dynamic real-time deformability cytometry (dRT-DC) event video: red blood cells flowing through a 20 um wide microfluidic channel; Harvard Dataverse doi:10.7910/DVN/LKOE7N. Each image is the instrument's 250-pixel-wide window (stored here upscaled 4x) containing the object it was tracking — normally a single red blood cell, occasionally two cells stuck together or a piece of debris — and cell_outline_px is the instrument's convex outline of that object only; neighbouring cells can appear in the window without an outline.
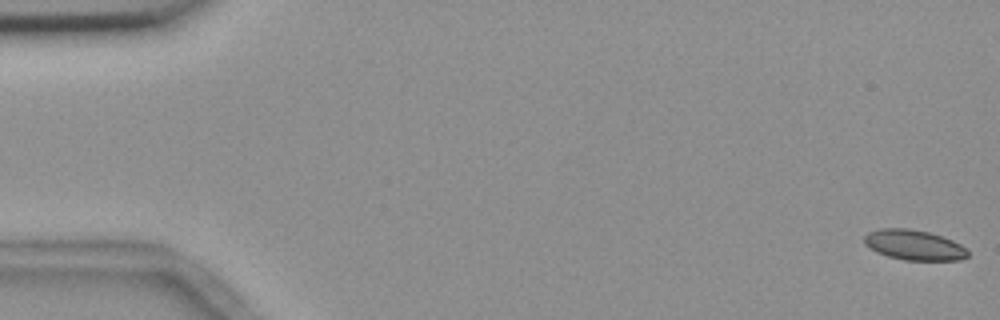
{"species": "common noctule bat (a hibernating species)", "species_latin": "Nyctalus noctula", "temperature_condition": "room temperature", "stored_images_in_passage": 57, "camera_frame_rate_fps": 3000, "um_per_image_px": 0.085, "animal": {"sex": "female", "body_mass_g": 18.4}, "frame": {"image": 1, "passage_image": 1, "time_ms": 0.0, "image_size_px": [1000, 320], "cell_outline_px": [[968, 256], [960, 260], [904, 260], [888, 256], [876, 252], [864, 244], [864, 236], [868, 232], [880, 228], [908, 228], [928, 232], [952, 240], [968, 248]], "centroid_in_image_um": [77.68, 20.82], "position_along_channel_um": 7.3, "area_um2": 18.26}}
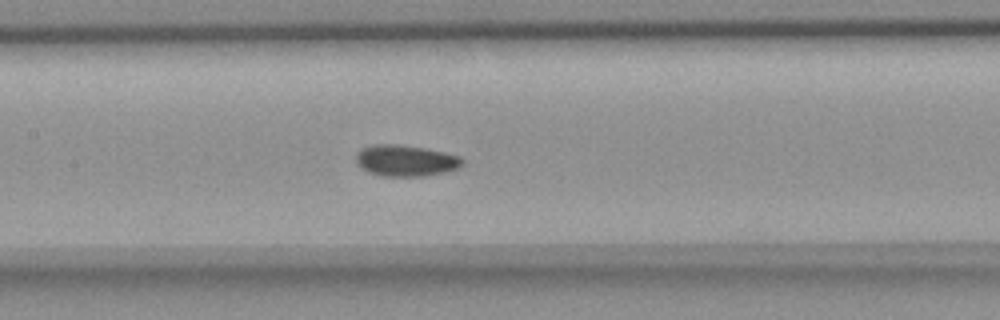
{"frame": {"image": 2, "passage_image": 27, "time_ms": 8.667, "image_size_px": [1000, 320], "cell_outline_px": [[464, 164], [460, 168], [444, 172], [424, 176], [380, 176], [368, 172], [360, 168], [356, 164], [356, 152], [360, 148], [372, 144], [400, 144], [424, 148], [444, 152], [460, 156], [464, 160]], "centroid_in_image_um": [34.45, 13.65], "position_along_channel_um": 172.9, "area_um2": 19.77}}
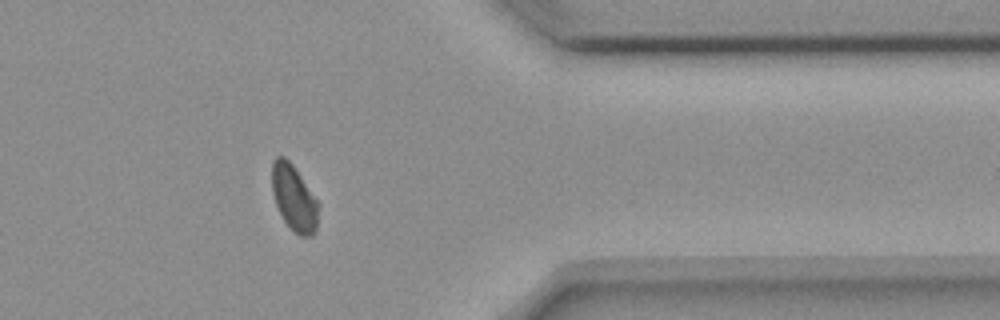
{"frame": {"image": 3, "passage_image": 46, "time_ms": 15.0, "image_size_px": [1000, 320], "cell_outline_px": [[320, 204], [316, 232], [312, 236], [300, 236], [284, 220], [276, 204], [272, 192], [272, 160], [276, 156], [284, 156], [292, 164]], "centroid_in_image_um": [25.01, 16.82], "position_along_channel_um": 386.4, "area_um2": 17.8}, "authors_computed_cell_mechanics": {"area_um2": 18.7272, "velocity_mm_per_s": 3.6188, "shape_relaxation_time_tau1_ms": 6.5019, "shape_relaxation_time_tau2_ms": 2.3423, "deformation_change_tau1": 0.0781, "deformation_change_tau2": 0.056}}